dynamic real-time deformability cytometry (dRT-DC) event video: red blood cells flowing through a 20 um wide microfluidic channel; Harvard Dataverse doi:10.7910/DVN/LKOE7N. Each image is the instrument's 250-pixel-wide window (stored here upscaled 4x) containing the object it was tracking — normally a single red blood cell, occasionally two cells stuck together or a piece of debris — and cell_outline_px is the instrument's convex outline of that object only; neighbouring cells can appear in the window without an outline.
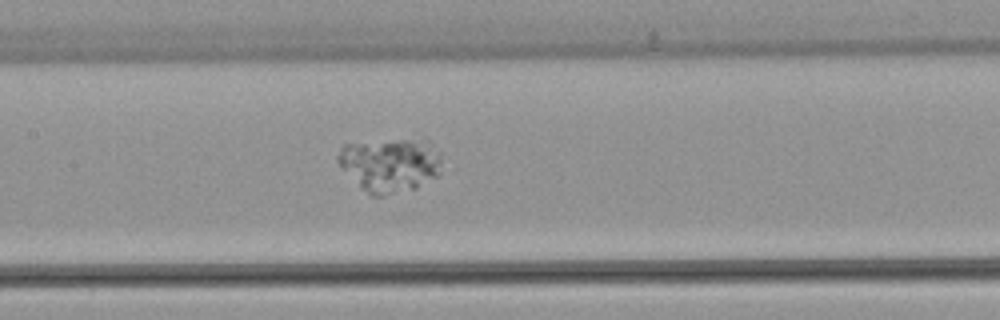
{"species": "common noctule bat (a hibernating species)", "species_latin": "Nyctalus noctula", "temperature_condition": "warm", "stored_images_in_passage": 53, "camera_frame_rate_fps": 3000, "um_per_image_px": 0.085, "animal": {"sex": "female", "body_mass_g": 22.7, "forearm_length_mm": 54.2}, "frame": {"image": 1, "passage_image": 26, "time_ms": 8.333, "image_size_px": [1000, 320], "cell_outline_px": [[448, 168], [436, 176], [416, 188], [384, 196], [372, 196], [340, 168], [336, 160], [336, 156], [340, 148], [344, 144], [400, 140], [428, 140], [440, 152]], "centroid_in_image_um": [33.22, 14.01], "position_along_channel_um": 174.2, "area_um2": 33.12}}
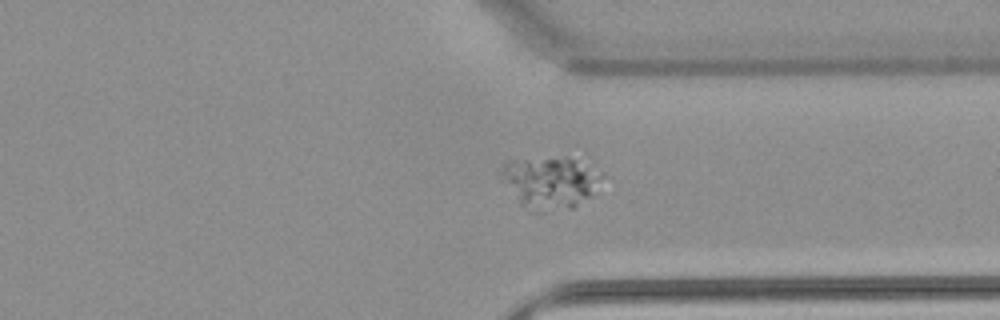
{"frame": {"image": 2, "passage_image": 41, "time_ms": 13.333, "image_size_px": [1000, 320], "cell_outline_px": [[604, 176], [592, 196], [572, 208], [544, 212], [532, 212], [520, 204], [496, 176], [496, 172], [504, 160], [564, 156], [592, 160], [604, 172]], "centroid_in_image_um": [46.78, 15.44], "position_along_channel_um": 364.6, "area_um2": 32.71}}
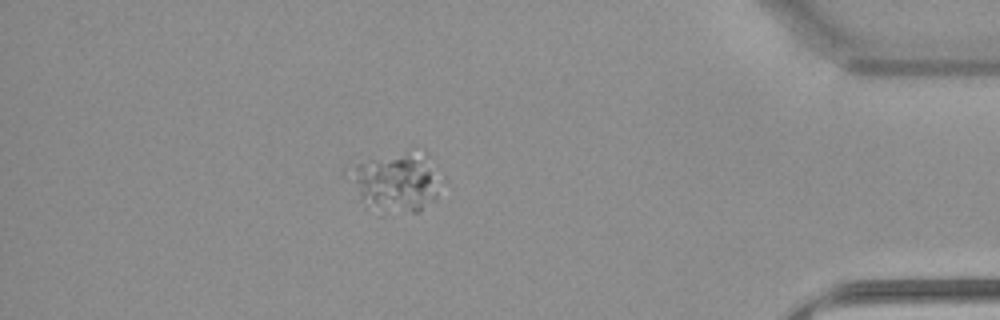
{"frame": {"image": 3, "passage_image": 47, "time_ms": 15.333, "image_size_px": [1000, 320], "cell_outline_px": [[440, 184], [436, 200], [416, 212], [412, 212], [364, 204], [340, 172], [340, 168], [344, 164], [428, 152]], "centroid_in_image_um": [33.54, 15.45], "position_along_channel_um": 401.7, "area_um2": 30.92}}